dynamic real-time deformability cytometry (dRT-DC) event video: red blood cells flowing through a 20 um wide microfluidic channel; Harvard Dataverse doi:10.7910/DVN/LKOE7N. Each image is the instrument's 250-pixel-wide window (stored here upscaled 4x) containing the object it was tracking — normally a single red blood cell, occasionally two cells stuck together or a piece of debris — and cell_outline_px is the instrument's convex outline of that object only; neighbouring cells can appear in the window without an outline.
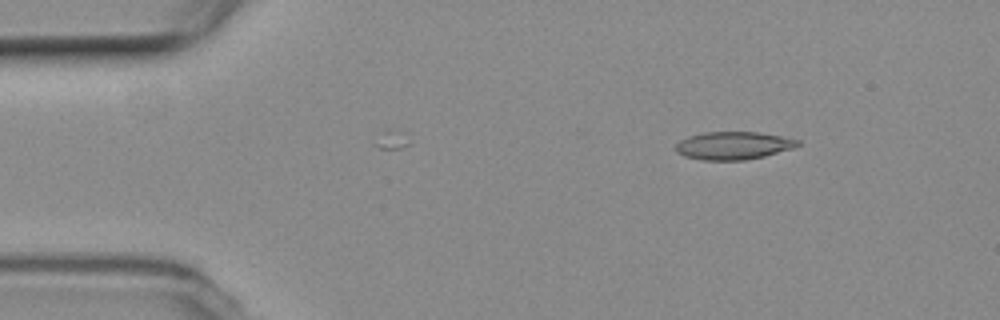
{"species": "common noctule bat (a hibernating species)", "species_latin": "Nyctalus noctula", "temperature_condition": "room temperature", "stored_images_in_passage": 3, "camera_frame_rate_fps": 3000, "um_per_image_px": 0.085, "animal": {"sex": "female", "body_mass_g": 19.3, "forearm_length_mm": 54.1}, "frame": {"image": 1, "passage_image": 2, "time_ms": 1.333, "image_size_px": [1000, 320], "cell_outline_px": [[800, 144], [792, 148], [764, 156], [744, 160], [700, 160], [684, 156], [676, 152], [676, 144], [680, 140], [688, 136], [704, 132], [756, 132], [780, 136], [800, 140]], "centroid_in_image_um": [62.29, 12.37], "position_along_channel_um": 22.7, "area_um2": 19.71}}